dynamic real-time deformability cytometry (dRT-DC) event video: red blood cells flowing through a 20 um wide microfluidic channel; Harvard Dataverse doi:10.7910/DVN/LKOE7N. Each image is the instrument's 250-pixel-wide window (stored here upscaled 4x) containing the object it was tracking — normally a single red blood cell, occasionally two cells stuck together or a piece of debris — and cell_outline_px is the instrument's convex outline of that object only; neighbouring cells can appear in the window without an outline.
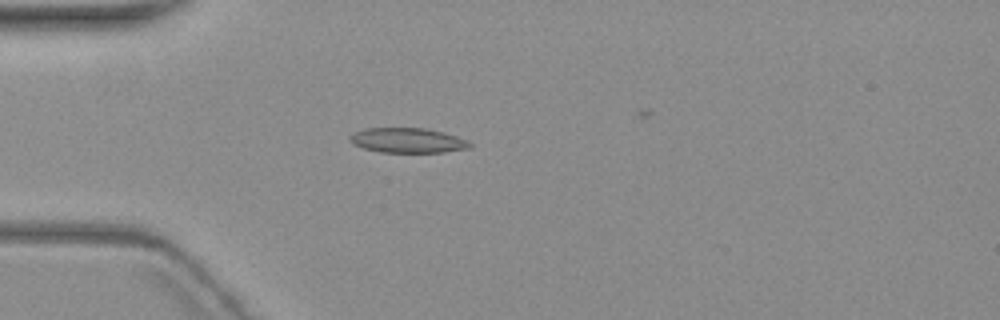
{"species": "common noctule bat (a hibernating species)", "species_latin": "Nyctalus noctula", "temperature_condition": "warm", "stored_images_in_passage": 5, "camera_frame_rate_fps": 3000, "um_per_image_px": 0.085, "animal": {"sex": "female", "body_mass_g": 19.3, "forearm_length_mm": 54.1}, "frame": {"image": 1, "passage_image": 4, "time_ms": 4.333, "image_size_px": [1000, 320], "cell_outline_px": [[472, 148], [444, 152], [380, 152], [364, 148], [352, 144], [348, 140], [348, 136], [352, 132], [364, 128], [424, 128], [444, 132], [468, 140], [472, 144]], "centroid_in_image_um": [34.63, 11.93], "position_along_channel_um": 50.4, "area_um2": 17.63}}